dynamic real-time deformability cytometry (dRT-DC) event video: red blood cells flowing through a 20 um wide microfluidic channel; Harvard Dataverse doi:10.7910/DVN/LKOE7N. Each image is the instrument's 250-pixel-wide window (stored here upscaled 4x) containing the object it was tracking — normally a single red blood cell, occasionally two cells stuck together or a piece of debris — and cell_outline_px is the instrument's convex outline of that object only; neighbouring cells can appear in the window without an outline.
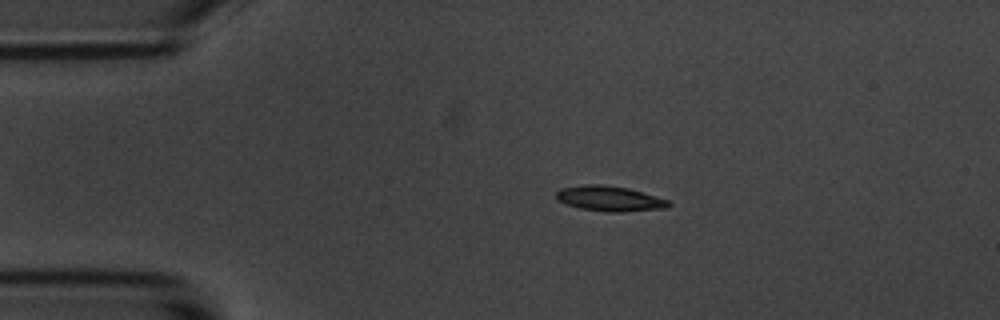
{"species": "common noctule bat (a hibernating species)", "species_latin": "Nyctalus noctula", "temperature_condition": "room temperature", "stored_images_in_passage": 4, "camera_frame_rate_fps": 3000, "um_per_image_px": 0.085, "animal": {"sex": "male", "body_mass_g": 20.1, "forearm_length_mm": 53.5}, "frame": {"image": 1, "passage_image": 1, "time_ms": 0.0, "image_size_px": [1000, 320], "cell_outline_px": [[672, 204], [668, 208], [620, 212], [604, 212], [580, 208], [568, 204], [560, 200], [556, 196], [556, 192], [560, 188], [584, 184], [600, 184], [628, 188], [668, 200]], "centroid_in_image_um": [51.83, 16.88], "position_along_channel_um": 33.2, "area_um2": 16.42}}
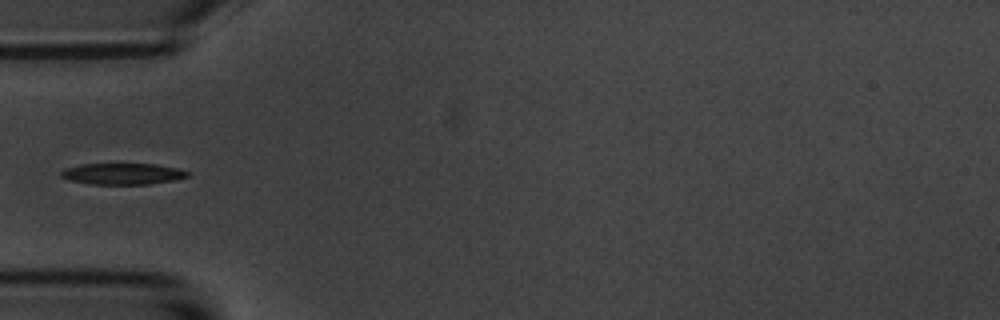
{"frame": {"image": 2, "passage_image": 3, "time_ms": 2.333, "image_size_px": [1000, 320], "cell_outline_px": [[192, 176], [176, 180], [148, 184], [92, 184], [68, 180], [60, 176], [60, 172], [64, 168], [80, 164], [156, 164], [176, 168], [188, 172]], "centroid_in_image_um": [10.42, 14.77], "position_along_channel_um": 74.6, "area_um2": 15.78}}